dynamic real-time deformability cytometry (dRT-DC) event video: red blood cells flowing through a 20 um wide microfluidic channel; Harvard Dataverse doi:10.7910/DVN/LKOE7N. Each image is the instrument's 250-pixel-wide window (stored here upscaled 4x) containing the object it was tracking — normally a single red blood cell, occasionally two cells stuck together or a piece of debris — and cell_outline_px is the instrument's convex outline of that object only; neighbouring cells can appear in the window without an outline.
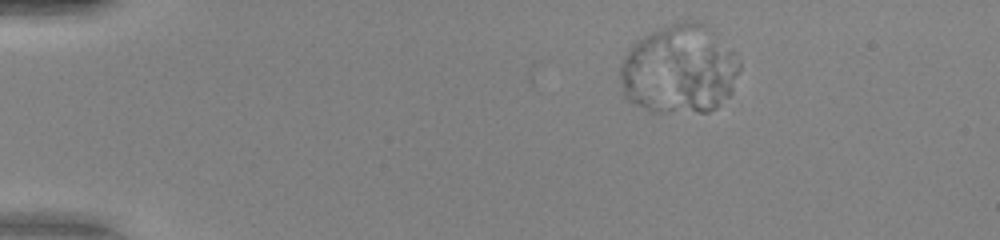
{"species": "human", "species_latin": "Homo sapiens", "temperature_condition": "warm", "stored_images_in_passage": 38, "camera_frame_rate_fps": 3000, "um_per_image_px": 0.085, "donor": {"sex": "female"}, "frame": {"image": 1, "passage_image": 4, "time_ms": 1.0, "image_size_px": [1000, 240], "cell_outline_px": [[740, 68], [732, 92], [716, 108], [708, 112], [648, 112], [624, 100], [620, 84], [620, 68], [632, 44], [644, 36], [668, 24], [684, 20], [700, 20], [716, 32], [736, 52], [740, 60]], "centroid_in_image_um": [57.76, 5.9], "position_along_channel_um": 27.2, "area_um2": 63.06}}
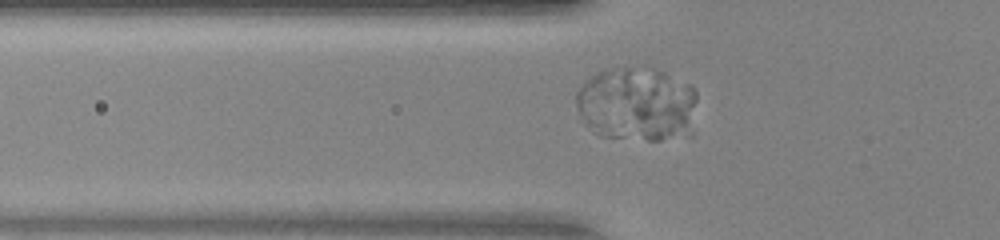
{"frame": {"image": 2, "passage_image": 14, "time_ms": 4.333, "image_size_px": [1000, 240], "cell_outline_px": [[696, 100], [692, 136], [660, 140], [648, 140], [600, 136], [592, 132], [584, 124], [580, 116], [576, 104], [576, 92], [580, 84], [584, 80], [600, 68], [628, 68], [664, 72], [692, 84], [696, 88]], "centroid_in_image_um": [54.13, 8.88], "position_along_channel_um": 71.7, "area_um2": 53.41}}
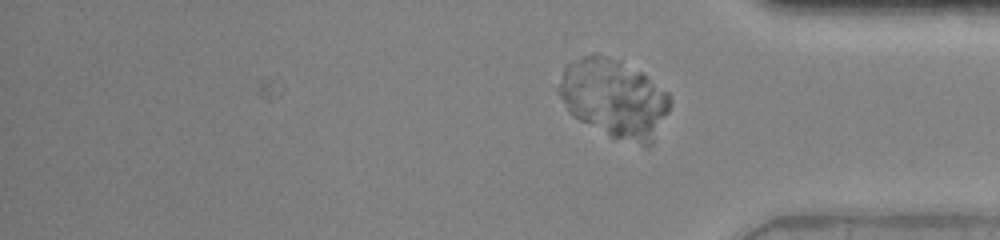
{"frame": {"image": 3, "passage_image": 38, "time_ms": 12.333, "image_size_px": [1000, 240], "cell_outline_px": [[668, 112], [652, 144], [648, 148], [644, 148], [612, 136], [572, 116], [568, 112], [556, 92], [556, 88], [564, 68], [568, 64], [584, 56], [596, 52], [620, 60], [640, 72], [668, 92]], "centroid_in_image_um": [52.17, 8.37], "position_along_channel_um": 383.0, "area_um2": 50.81}}